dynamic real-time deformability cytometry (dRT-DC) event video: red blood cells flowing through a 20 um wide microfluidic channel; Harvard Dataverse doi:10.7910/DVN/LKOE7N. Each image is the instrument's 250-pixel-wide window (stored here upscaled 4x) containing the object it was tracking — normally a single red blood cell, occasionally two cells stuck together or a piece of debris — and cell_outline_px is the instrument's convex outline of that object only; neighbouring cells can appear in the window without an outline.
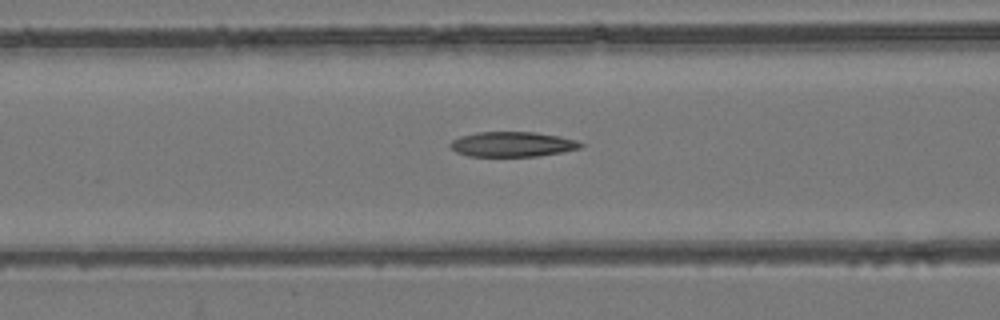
{"species": "common noctule bat (a hibernating species)", "species_latin": "Nyctalus noctula", "temperature_condition": "room temperature", "stored_images_in_passage": 56, "camera_frame_rate_fps": 3000, "um_per_image_px": 0.085, "animal": {"sex": "female", "body_mass_g": 24.6, "forearm_length_mm": 56.2}, "frame": {"image": 1, "passage_image": 23, "time_ms": 7.333, "image_size_px": [1000, 320], "cell_outline_px": [[584, 144], [580, 148], [560, 152], [536, 156], [468, 156], [456, 152], [448, 148], [448, 144], [452, 140], [460, 136], [476, 132], [536, 132], [560, 136], [576, 140]], "centroid_in_image_um": [43.5, 12.25], "position_along_channel_um": 123.1, "area_um2": 19.07}}
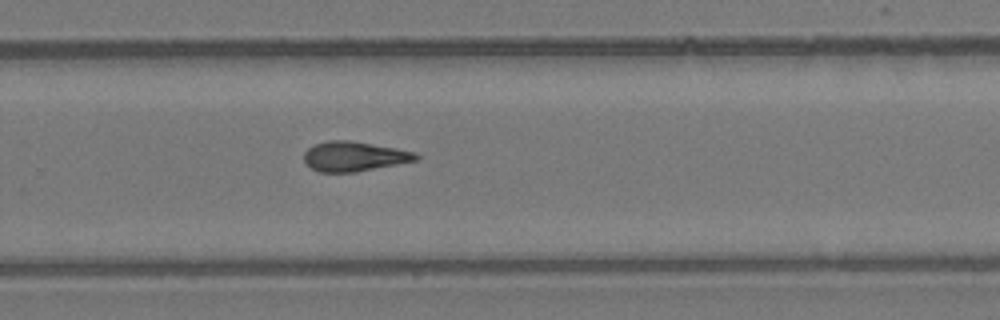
{"frame": {"image": 2, "passage_image": 37, "time_ms": 12.0, "image_size_px": [1000, 320], "cell_outline_px": [[420, 156], [416, 160], [356, 172], [320, 172], [304, 164], [304, 152], [308, 148], [316, 144], [328, 140], [348, 140], [396, 148], [416, 152]], "centroid_in_image_um": [30.07, 13.29], "position_along_channel_um": 299.7, "area_um2": 19.31}}
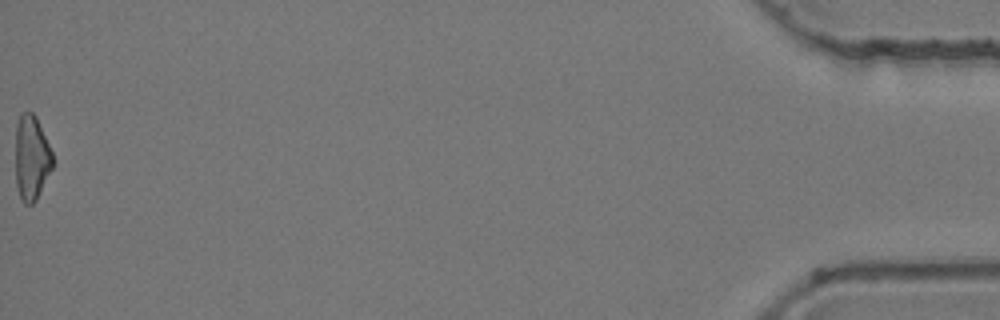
{"frame": {"image": 3, "passage_image": 56, "time_ms": 18.333, "image_size_px": [1000, 320], "cell_outline_px": [[52, 168], [36, 200], [32, 204], [24, 204], [20, 200], [16, 184], [16, 124], [20, 112], [32, 112], [36, 116], [52, 152]], "centroid_in_image_um": [2.66, 13.41], "position_along_channel_um": 432.5, "area_um2": 18.38}, "authors_computed_cell_mechanics": {"area_um2": 19.5364, "velocity_mm_per_s": 3.7882, "shape_relaxation_time_tau1_ms": null, "shape_relaxation_time_tau2_ms": 4.0039, "deformation_change_tau1": null, "deformation_change_tau2": 0.1311}}